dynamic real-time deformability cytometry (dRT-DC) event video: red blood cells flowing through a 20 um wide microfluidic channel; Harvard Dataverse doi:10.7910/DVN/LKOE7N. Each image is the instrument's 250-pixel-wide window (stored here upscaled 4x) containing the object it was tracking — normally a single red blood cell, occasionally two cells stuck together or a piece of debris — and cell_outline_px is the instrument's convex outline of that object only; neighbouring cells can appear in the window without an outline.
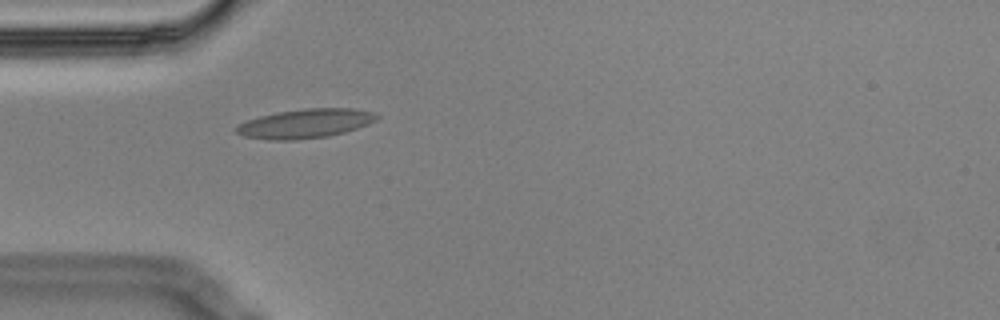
{"species": "Egyptian fruit bat (a non-hibernating species)", "species_latin": "Rousettus aegyptiacus", "temperature_condition": "cold", "stored_images_in_passage": 1, "camera_frame_rate_fps": 3000, "um_per_image_px": 0.085, "animal": {"sex": "male"}, "frame": {"image": 1, "passage_image": 1, "time_ms": 0.0, "image_size_px": [1000, 320], "cell_outline_px": [[380, 116], [376, 120], [368, 124], [344, 132], [328, 136], [296, 140], [268, 140], [244, 136], [236, 132], [236, 128], [240, 124], [248, 120], [260, 116], [280, 112], [304, 108], [352, 108], [376, 112]], "centroid_in_image_um": [25.99, 10.5], "position_along_channel_um": 59.0, "area_um2": 23.76}}